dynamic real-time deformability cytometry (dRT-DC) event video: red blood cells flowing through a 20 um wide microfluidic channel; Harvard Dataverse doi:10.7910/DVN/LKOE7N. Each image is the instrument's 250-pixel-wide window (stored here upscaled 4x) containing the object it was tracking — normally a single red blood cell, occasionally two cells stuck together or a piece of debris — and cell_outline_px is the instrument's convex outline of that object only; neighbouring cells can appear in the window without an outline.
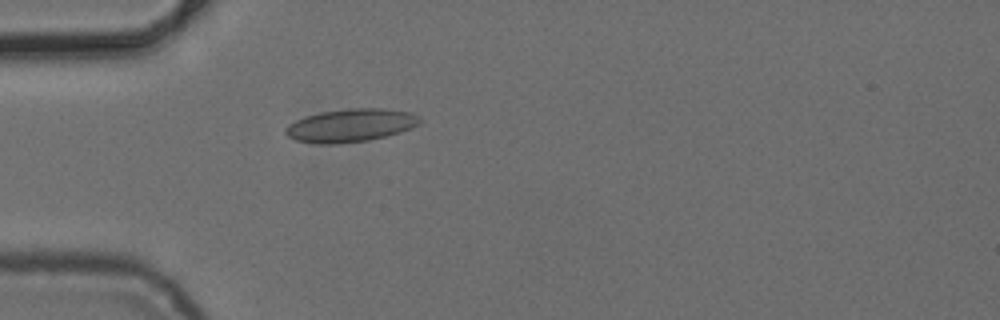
{"species": "common noctule bat (a hibernating species)", "species_latin": "Nyctalus noctula", "temperature_condition": "cold", "stored_images_in_passage": 1, "camera_frame_rate_fps": 3000, "um_per_image_px": 0.085, "animal": {"sex": "female", "body_mass_g": 24.6, "forearm_length_mm": 56.2}, "frame": {"image": 1, "passage_image": 1, "time_ms": 0.0, "image_size_px": [1000, 320], "cell_outline_px": [[420, 120], [412, 128], [400, 132], [368, 140], [336, 144], [312, 144], [296, 140], [288, 136], [284, 132], [284, 128], [288, 124], [304, 116], [320, 112], [352, 108], [384, 108], [412, 112], [420, 116]], "centroid_in_image_um": [29.77, 10.65], "position_along_channel_um": 55.2, "area_um2": 26.01}}